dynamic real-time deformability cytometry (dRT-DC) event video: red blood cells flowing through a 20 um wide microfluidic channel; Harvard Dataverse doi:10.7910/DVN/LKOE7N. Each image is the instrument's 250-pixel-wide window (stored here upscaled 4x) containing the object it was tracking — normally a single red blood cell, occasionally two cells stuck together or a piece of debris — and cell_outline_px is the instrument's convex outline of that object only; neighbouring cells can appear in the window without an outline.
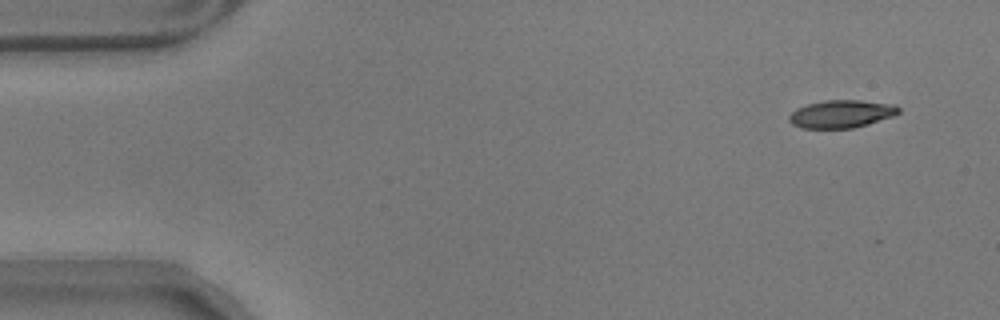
{"species": "common noctule bat (a hibernating species)", "species_latin": "Nyctalus noctula", "temperature_condition": "warm", "stored_images_in_passage": 54, "camera_frame_rate_fps": 3000, "um_per_image_px": 0.085, "animal": {"sex": "male", "body_mass_g": 17.9}, "frame": {"image": 1, "passage_image": 1, "time_ms": 0.0, "image_size_px": [1000, 320], "cell_outline_px": [[900, 112], [892, 116], [868, 124], [852, 128], [800, 128], [792, 124], [788, 120], [788, 116], [796, 108], [808, 104], [824, 100], [860, 100], [896, 104], [900, 108]], "centroid_in_image_um": [71.51, 9.68], "position_along_channel_um": 13.5, "area_um2": 17.8}}
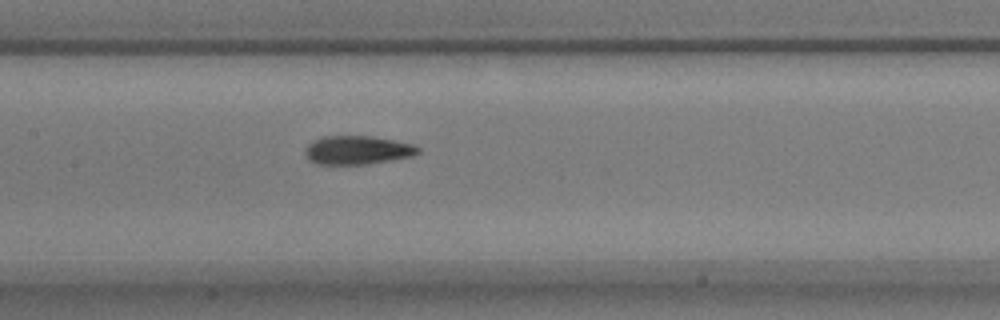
{"frame": {"image": 2, "passage_image": 24, "time_ms": 7.667, "image_size_px": [1000, 320], "cell_outline_px": [[420, 152], [412, 156], [392, 160], [364, 164], [316, 164], [308, 160], [304, 152], [308, 144], [312, 140], [324, 136], [372, 136], [396, 140], [412, 144], [420, 148]], "centroid_in_image_um": [30.37, 12.75], "position_along_channel_um": 177.0, "area_um2": 18.96}}
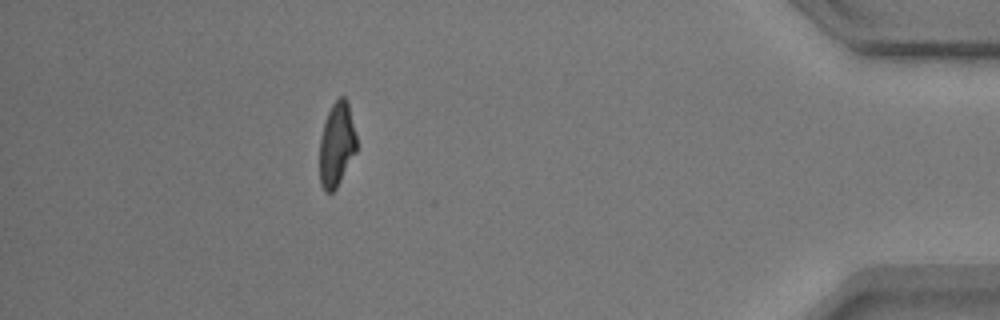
{"frame": {"image": 3, "passage_image": 48, "time_ms": 15.667, "image_size_px": [1000, 320], "cell_outline_px": [[356, 152], [336, 188], [332, 192], [324, 192], [320, 184], [320, 136], [328, 112], [332, 104], [340, 96], [344, 96], [348, 100], [356, 136]], "centroid_in_image_um": [28.62, 12.28], "position_along_channel_um": 406.6, "area_um2": 18.09}, "authors_computed_cell_mechanics": {"area_um2": 18.8139, "velocity_mm_per_s": 3.5252, "shape_relaxation_time_tau1_ms": 5.0523, "shape_relaxation_time_tau2_ms": 1.9473, "deformation_change_tau1": 0.185, "deformation_change_tau2": 0.0924}}